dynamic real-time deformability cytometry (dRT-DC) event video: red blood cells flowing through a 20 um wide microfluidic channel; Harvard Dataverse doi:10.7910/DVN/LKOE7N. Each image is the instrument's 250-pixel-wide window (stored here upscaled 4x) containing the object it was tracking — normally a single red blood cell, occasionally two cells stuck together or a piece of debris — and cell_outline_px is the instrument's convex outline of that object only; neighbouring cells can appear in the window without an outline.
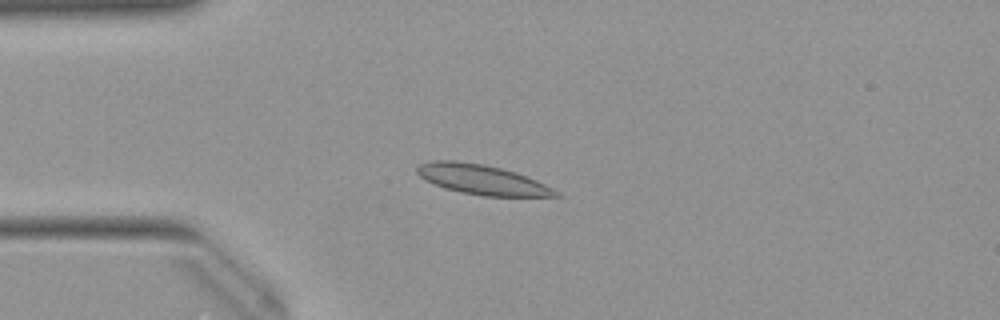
{"species": "Egyptian fruit bat (a non-hibernating species)", "species_latin": "Rousettus aegyptiacus", "temperature_condition": "warm", "stored_images_in_passage": 50, "camera_frame_rate_fps": 3000, "um_per_image_px": 0.085, "animal": {"sex": "female"}, "frame": {"image": 1, "passage_image": 12, "time_ms": 3.667, "image_size_px": [1000, 320], "cell_outline_px": [[564, 196], [484, 196], [460, 192], [444, 188], [420, 176], [416, 172], [416, 168], [420, 164], [436, 160], [456, 160], [484, 164], [516, 172], [536, 180], [560, 192]], "centroid_in_image_um": [40.99, 15.26], "position_along_channel_um": 44.0, "area_um2": 23.93}}
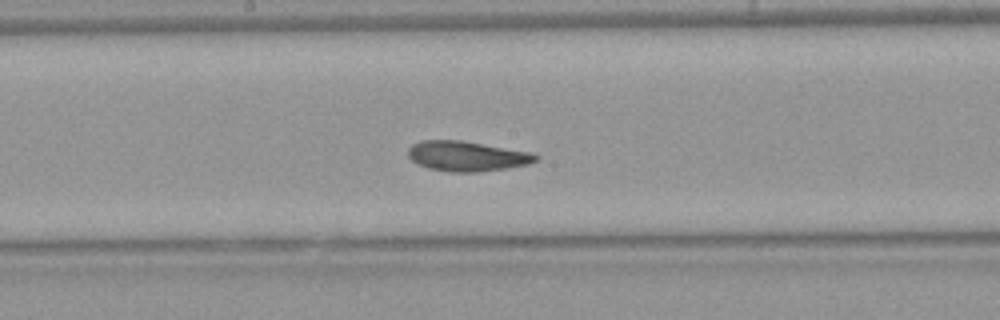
{"frame": {"image": 2, "passage_image": 26, "time_ms": 8.333, "image_size_px": [1000, 320], "cell_outline_px": [[540, 156], [536, 160], [528, 164], [504, 168], [476, 172], [448, 172], [428, 168], [416, 164], [408, 156], [408, 148], [412, 144], [420, 140], [460, 140], [536, 152]], "centroid_in_image_um": [39.69, 13.26], "position_along_channel_um": 208.5, "area_um2": 22.6}}
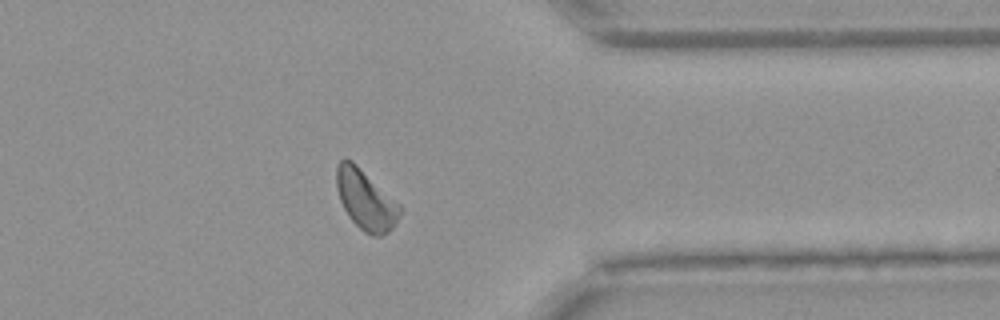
{"frame": {"image": 3, "passage_image": 40, "time_ms": 13.0, "image_size_px": [1000, 320], "cell_outline_px": [[400, 216], [392, 228], [388, 232], [380, 236], [372, 236], [364, 232], [348, 216], [340, 200], [336, 188], [336, 168], [340, 160], [352, 160], [400, 204]], "centroid_in_image_um": [31.08, 16.99], "position_along_channel_um": 380.3, "area_um2": 21.96}, "authors_computed_cell_mechanics": {"area_um2": 22.1952, "velocity_mm_per_s": 3.9259, "shape_relaxation_time_tau1_ms": 9.7354, "shape_relaxation_time_tau2_ms": 2.9427, "deformation_change_tau1": 0.2351, "deformation_change_tau2": 0.0849}}